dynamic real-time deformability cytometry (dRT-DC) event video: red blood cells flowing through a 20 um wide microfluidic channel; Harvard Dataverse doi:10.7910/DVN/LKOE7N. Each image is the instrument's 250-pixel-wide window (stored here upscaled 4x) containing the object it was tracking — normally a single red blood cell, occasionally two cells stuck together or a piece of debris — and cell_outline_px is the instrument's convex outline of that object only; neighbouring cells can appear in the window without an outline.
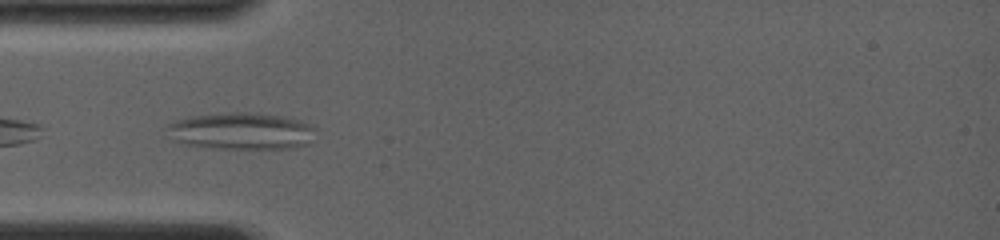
{"species": "common noctule bat (a hibernating species)", "species_latin": "Nyctalus noctula", "temperature_condition": "room temperature", "stored_images_in_passage": 7, "camera_frame_rate_fps": 4000, "um_per_image_px": 0.085, "animal": {"sex": "female", "body_mass_g": 19.0, "forearm_length_mm": 56.7}, "frame": {"image": 1, "passage_image": 3, "time_ms": 0.5, "image_size_px": [1000, 240], "cell_outline_px": [[316, 128], [308, 144], [288, 148], [204, 148], [172, 140], [168, 124], [172, 120], [192, 116], [232, 112], [260, 112], [284, 116], [300, 120]], "centroid_in_image_um": [20.51, 11.12], "position_along_channel_um": 64.5, "area_um2": 31.96}}